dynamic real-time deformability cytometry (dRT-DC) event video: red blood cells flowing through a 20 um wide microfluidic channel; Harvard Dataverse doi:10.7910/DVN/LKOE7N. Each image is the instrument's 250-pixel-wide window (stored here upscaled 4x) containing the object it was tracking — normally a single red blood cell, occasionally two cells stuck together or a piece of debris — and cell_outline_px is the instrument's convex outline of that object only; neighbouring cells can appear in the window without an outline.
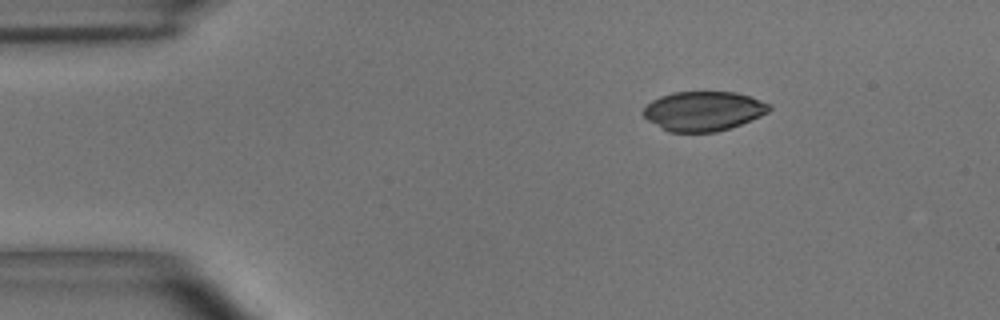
{"species": "common noctule bat (a hibernating species)", "species_latin": "Nyctalus noctula", "temperature_condition": "room temperature", "stored_images_in_passage": 3, "camera_frame_rate_fps": 3000, "um_per_image_px": 0.085, "animal": {"sex": "male", "body_mass_g": 15.6}, "frame": {"image": 1, "passage_image": 1, "time_ms": 0.0, "image_size_px": [1000, 320], "cell_outline_px": [[772, 108], [768, 112], [760, 116], [740, 124], [716, 132], [668, 132], [648, 120], [640, 112], [652, 100], [660, 96], [672, 92], [736, 92], [752, 96], [772, 104]], "centroid_in_image_um": [59.8, 9.43], "position_along_channel_um": 25.2, "area_um2": 29.13}}